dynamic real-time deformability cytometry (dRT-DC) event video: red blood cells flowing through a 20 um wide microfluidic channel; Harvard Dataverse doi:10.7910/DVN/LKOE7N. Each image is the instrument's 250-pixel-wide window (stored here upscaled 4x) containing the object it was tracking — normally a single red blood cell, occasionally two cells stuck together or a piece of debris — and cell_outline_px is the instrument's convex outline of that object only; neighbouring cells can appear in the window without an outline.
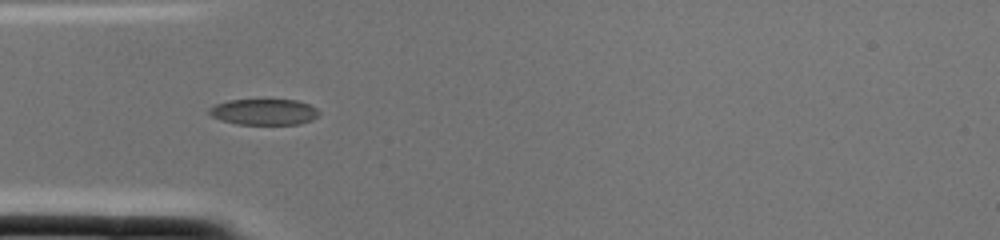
{"species": "common noctule bat (a hibernating species)", "species_latin": "Nyctalus noctula", "temperature_condition": "cold", "stored_images_in_passage": 2, "camera_frame_rate_fps": 3000, "um_per_image_px": 0.085, "animal": {"sex": "female", "body_mass_g": 22.0, "forearm_length_mm": 56.7}, "frame": {"image": 1, "passage_image": 2, "time_ms": 0.333, "image_size_px": [1000, 240], "cell_outline_px": [[320, 112], [312, 120], [300, 124], [236, 124], [220, 120], [212, 116], [208, 112], [208, 108], [216, 104], [228, 100], [296, 100], [308, 104], [316, 108]], "centroid_in_image_um": [22.42, 9.51], "position_along_channel_um": 62.6, "area_um2": 16.59}}